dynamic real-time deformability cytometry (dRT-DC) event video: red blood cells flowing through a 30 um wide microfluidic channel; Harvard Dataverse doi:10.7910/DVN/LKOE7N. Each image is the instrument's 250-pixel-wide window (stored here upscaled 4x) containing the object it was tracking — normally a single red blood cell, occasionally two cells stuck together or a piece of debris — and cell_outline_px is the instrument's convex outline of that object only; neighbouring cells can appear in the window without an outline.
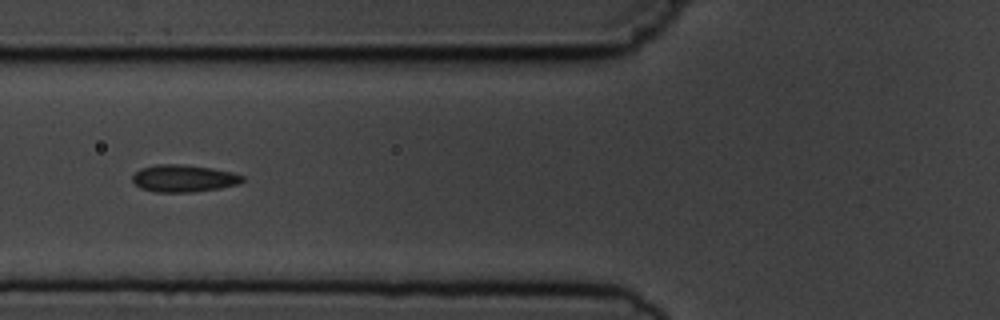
{"species": "common noctule bat (a hibernating species)", "species_latin": "Nyctalus noctula", "temperature_condition": "cold", "stored_images_in_passage": 5, "camera_frame_rate_fps": 3000, "um_per_image_px": 0.085, "animal": {"sex": "male", "body_mass_g": 19.5, "forearm_length_mm": 54.6}, "frame": {"image": 1, "passage_image": 4, "time_ms": 3.667, "image_size_px": [1000, 320], "cell_outline_px": [[244, 180], [240, 184], [220, 188], [192, 192], [156, 192], [140, 188], [132, 180], [132, 176], [140, 168], [156, 164], [184, 164], [212, 168], [232, 172], [244, 176]], "centroid_in_image_um": [15.62, 15.15], "position_along_channel_um": 110.2, "area_um2": 17.57}}
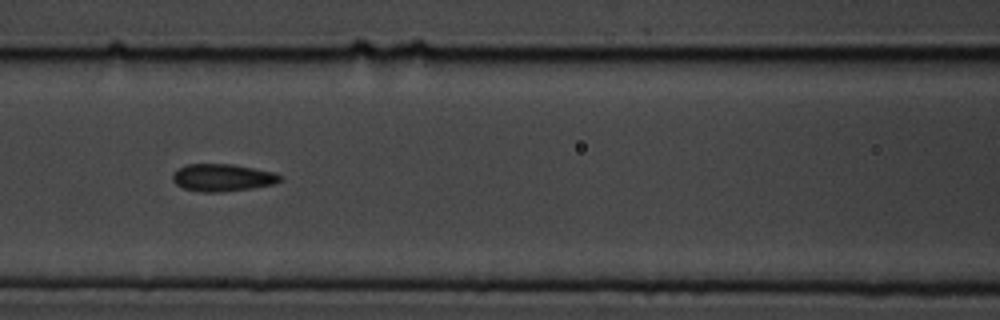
{"frame": {"image": 2, "passage_image": 5, "time_ms": 4.667, "image_size_px": [1000, 320], "cell_outline_px": [[284, 180], [272, 184], [252, 188], [220, 192], [200, 192], [184, 188], [176, 184], [172, 180], [172, 176], [180, 168], [188, 164], [232, 164], [276, 172]], "centroid_in_image_um": [18.94, 15.1], "position_along_channel_um": 147.7, "area_um2": 17.05}}